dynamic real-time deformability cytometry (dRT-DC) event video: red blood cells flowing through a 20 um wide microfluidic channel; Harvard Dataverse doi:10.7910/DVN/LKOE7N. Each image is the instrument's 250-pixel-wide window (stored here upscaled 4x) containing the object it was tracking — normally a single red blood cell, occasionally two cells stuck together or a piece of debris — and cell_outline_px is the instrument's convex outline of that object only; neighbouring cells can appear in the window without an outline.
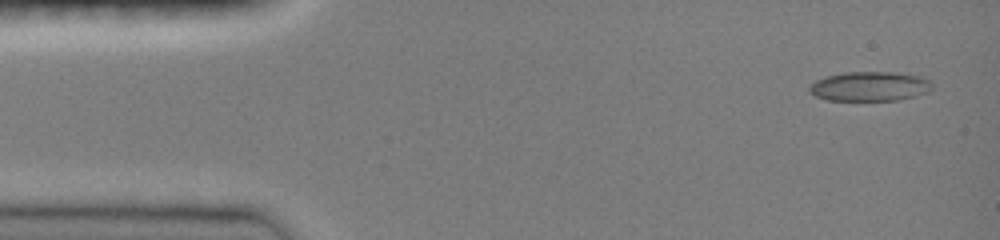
{"species": "common noctule bat (a hibernating species)", "species_latin": "Nyctalus noctula", "temperature_condition": "room temperature", "stored_images_in_passage": 11, "camera_frame_rate_fps": 3000, "um_per_image_px": 0.085, "animal": {"sex": "female", "body_mass_g": 19.0, "forearm_length_mm": 51.5}, "frame": {"image": 1, "passage_image": 1, "time_ms": 0.0, "image_size_px": [1000, 240], "cell_outline_px": [[932, 88], [928, 92], [916, 96], [900, 100], [828, 100], [816, 96], [808, 92], [808, 88], [816, 80], [824, 76], [844, 72], [892, 72], [924, 76], [932, 84]], "centroid_in_image_um": [73.94, 7.33], "position_along_channel_um": 11.1, "area_um2": 21.27}}
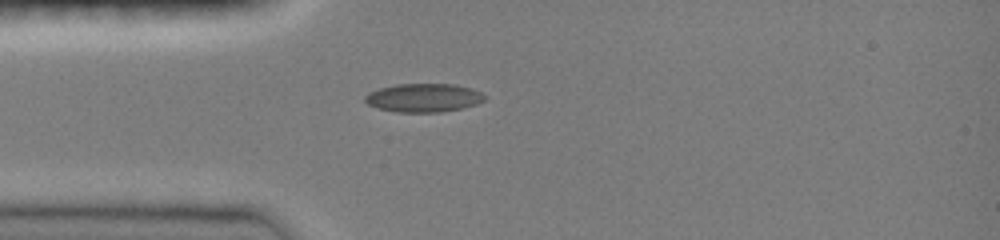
{"frame": {"image": 2, "passage_image": 10, "time_ms": 3.333, "image_size_px": [1000, 240], "cell_outline_px": [[488, 96], [484, 100], [476, 104], [460, 108], [440, 112], [396, 112], [376, 108], [368, 104], [364, 100], [364, 96], [368, 92], [380, 88], [396, 84], [452, 84], [468, 88], [480, 92]], "centroid_in_image_um": [35.96, 8.31], "position_along_channel_um": 49.0, "area_um2": 19.83}}